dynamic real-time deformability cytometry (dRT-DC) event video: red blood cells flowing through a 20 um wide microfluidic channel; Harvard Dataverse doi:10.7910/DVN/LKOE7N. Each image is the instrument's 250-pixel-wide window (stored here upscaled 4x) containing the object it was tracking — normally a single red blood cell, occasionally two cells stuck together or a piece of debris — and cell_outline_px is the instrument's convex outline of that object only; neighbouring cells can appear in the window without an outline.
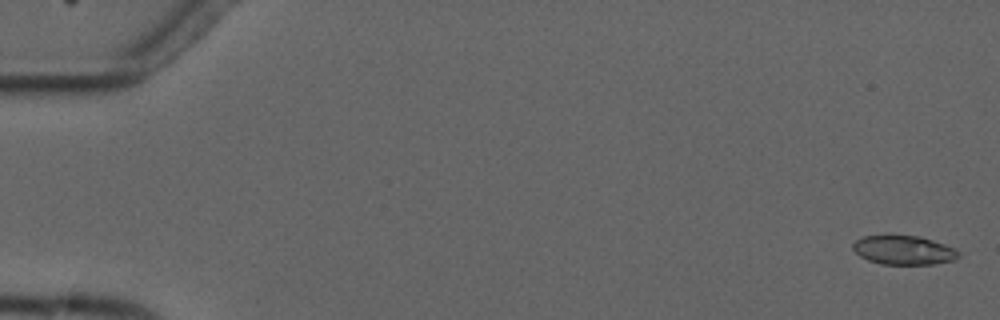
{"species": "common noctule bat (a hibernating species)", "species_latin": "Nyctalus noctula", "temperature_condition": "cold", "stored_images_in_passage": 6, "camera_frame_rate_fps": 3000, "um_per_image_px": 0.085, "animal": {"sex": "male", "forearm_length_mm": 52.5}, "frame": {"image": 1, "passage_image": 1, "time_ms": 0.0, "image_size_px": [1000, 320], "cell_outline_px": [[960, 256], [956, 260], [936, 264], [880, 264], [868, 260], [860, 256], [852, 248], [852, 244], [856, 240], [864, 236], [884, 232], [920, 236], [944, 244], [960, 252]], "centroid_in_image_um": [76.78, 21.22], "position_along_channel_um": 8.2, "area_um2": 18.61}}